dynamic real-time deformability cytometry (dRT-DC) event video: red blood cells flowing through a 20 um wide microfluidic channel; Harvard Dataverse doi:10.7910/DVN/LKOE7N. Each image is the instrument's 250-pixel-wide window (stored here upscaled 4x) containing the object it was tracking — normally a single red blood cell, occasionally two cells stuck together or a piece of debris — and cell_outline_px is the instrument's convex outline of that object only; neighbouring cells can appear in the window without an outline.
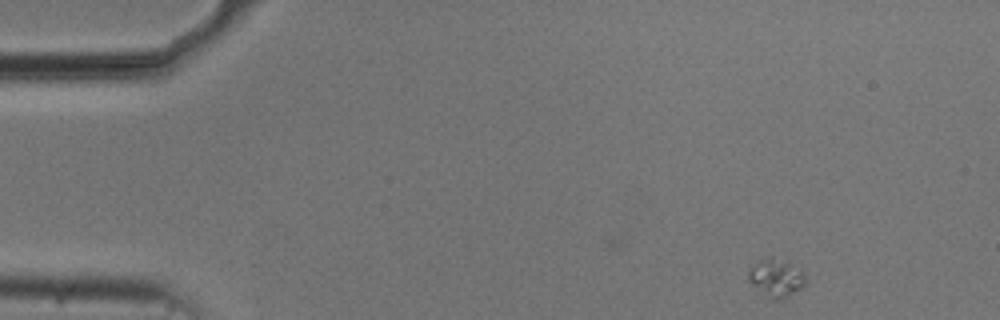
{"species": "common noctule bat (a hibernating species)", "species_latin": "Nyctalus noctula", "temperature_condition": "cold", "stored_images_in_passage": 4, "camera_frame_rate_fps": 3000, "um_per_image_px": 0.085, "animal": {"sex": "male", "body_mass_g": 20.5, "forearm_length_mm": 52.5}, "frame": {"image": 1, "passage_image": 1, "time_ms": 0.0, "image_size_px": [1000, 320], "cell_outline_px": [[808, 280], [804, 284], [788, 296], [780, 300], [772, 300], [752, 284], [748, 280], [748, 272], [760, 260], [772, 256], [788, 264], [800, 272]], "centroid_in_image_um": [65.94, 23.65], "position_along_channel_um": 19.1, "area_um2": 11.91}}